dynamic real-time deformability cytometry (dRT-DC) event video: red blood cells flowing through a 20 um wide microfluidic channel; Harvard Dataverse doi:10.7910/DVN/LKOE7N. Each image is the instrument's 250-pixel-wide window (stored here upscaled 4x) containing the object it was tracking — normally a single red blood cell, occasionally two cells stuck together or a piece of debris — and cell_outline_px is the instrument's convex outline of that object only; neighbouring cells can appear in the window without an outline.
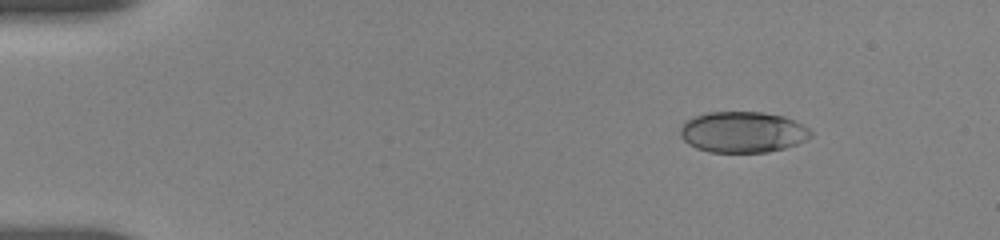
{"species": "human", "species_latin": "Homo sapiens", "temperature_condition": "room temperature", "stored_images_in_passage": 40, "camera_frame_rate_fps": 3000, "um_per_image_px": 0.085, "donor": {"sex": "female"}, "frame": {"image": 1, "passage_image": 5, "time_ms": 2.0, "image_size_px": [1000, 240], "cell_outline_px": [[812, 136], [796, 144], [784, 148], [768, 152], [708, 152], [696, 148], [688, 144], [680, 136], [680, 128], [684, 120], [692, 116], [708, 112], [764, 112], [784, 116], [804, 124], [812, 132]], "centroid_in_image_um": [63.11, 11.22], "position_along_channel_um": 21.9, "area_um2": 31.5}}
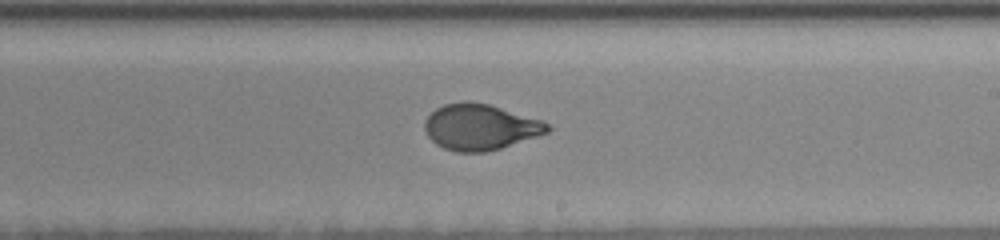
{"frame": {"image": 2, "passage_image": 23, "time_ms": 10.667, "image_size_px": [1000, 240], "cell_outline_px": [[552, 128], [548, 132], [500, 148], [484, 152], [456, 152], [444, 148], [436, 144], [428, 136], [424, 128], [424, 120], [436, 108], [444, 104], [460, 100], [468, 100], [488, 104], [544, 120], [552, 124]], "centroid_in_image_um": [40.82, 10.77], "position_along_channel_um": 248.2, "area_um2": 33.06}}
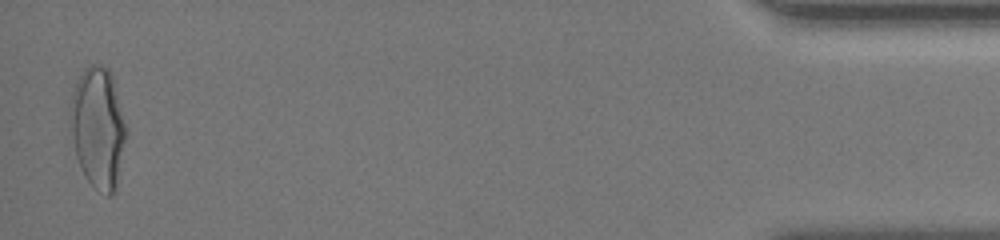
{"frame": {"image": 3, "passage_image": 40, "time_ms": 17.667, "image_size_px": [1000, 240], "cell_outline_px": [[124, 140], [116, 180], [112, 192], [108, 196], [104, 196], [92, 188], [84, 176], [76, 156], [68, 116], [68, 112], [72, 92], [84, 68], [92, 64], [100, 64], [108, 68], [112, 76], [124, 124]], "centroid_in_image_um": [8.25, 10.84], "position_along_channel_um": 426.9, "area_um2": 38.55}, "authors_computed_cell_mechanics": {"area_um2": 33.0327, "velocity_mm_per_s": 3.6739, "shape_relaxation_time_tau1_ms": 5.4892, "shape_relaxation_time_tau2_ms": null, "deformation_change_tau1": 0.2017, "deformation_change_tau2": null}}